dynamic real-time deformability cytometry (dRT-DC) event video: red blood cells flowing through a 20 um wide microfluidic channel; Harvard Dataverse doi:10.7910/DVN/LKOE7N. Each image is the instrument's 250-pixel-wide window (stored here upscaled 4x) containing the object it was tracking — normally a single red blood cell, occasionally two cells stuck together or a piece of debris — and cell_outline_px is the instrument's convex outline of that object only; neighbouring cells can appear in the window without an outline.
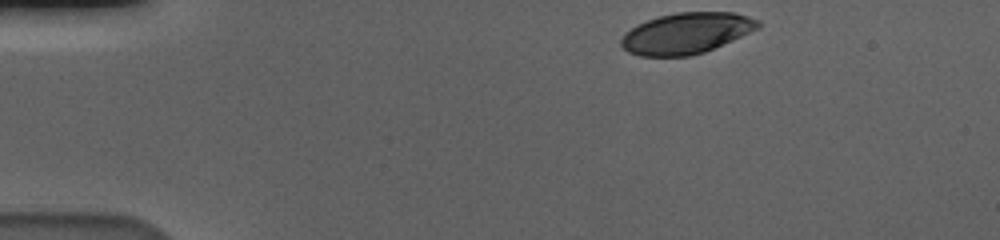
{"species": "human", "species_latin": "Homo sapiens", "temperature_condition": "cold", "stored_images_in_passage": 42, "camera_frame_rate_fps": 3000, "um_per_image_px": 0.085, "donor": {"sex": "male"}, "frame": {"image": 1, "passage_image": 1, "time_ms": 0.0, "image_size_px": [1000, 240], "cell_outline_px": [[760, 28], [704, 52], [688, 56], [640, 56], [628, 52], [620, 44], [620, 40], [624, 32], [636, 24], [660, 16], [676, 12], [732, 12], [748, 16], [760, 20]], "centroid_in_image_um": [58.32, 2.82], "position_along_channel_um": 26.7, "area_um2": 32.71}}
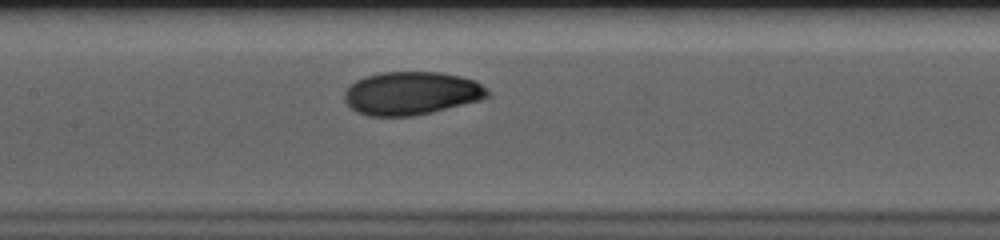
{"frame": {"image": 2, "passage_image": 20, "time_ms": 6.333, "image_size_px": [1000, 240], "cell_outline_px": [[492, 92], [488, 96], [480, 100], [432, 112], [412, 116], [368, 116], [356, 112], [344, 100], [344, 92], [356, 80], [364, 76], [380, 72], [440, 72], [460, 76], [476, 80], [488, 88]], "centroid_in_image_um": [34.99, 7.92], "position_along_channel_um": 172.4, "area_um2": 36.24}}
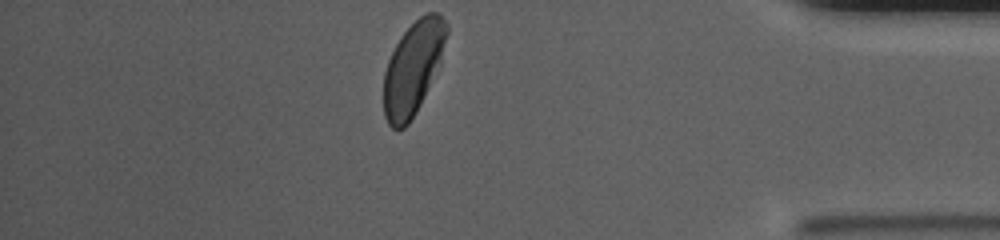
{"frame": {"image": 3, "passage_image": 42, "time_ms": 13.667, "image_size_px": [1000, 240], "cell_outline_px": [[448, 32], [440, 68], [416, 112], [408, 124], [404, 128], [392, 128], [388, 124], [384, 116], [384, 72], [388, 60], [400, 36], [420, 16], [428, 12], [440, 12], [448, 24]], "centroid_in_image_um": [35.14, 5.76], "position_along_channel_um": 400.1, "area_um2": 34.45}, "authors_computed_cell_mechanics": {"area_um2": 35.4314, "velocity_mm_per_s": 3.5675, "shape_relaxation_time_tau1_ms": 3.2253, "shape_relaxation_time_tau2_ms": 1.414, "deformation_change_tau1": 0.1377, "deformation_change_tau2": 0.0457}}